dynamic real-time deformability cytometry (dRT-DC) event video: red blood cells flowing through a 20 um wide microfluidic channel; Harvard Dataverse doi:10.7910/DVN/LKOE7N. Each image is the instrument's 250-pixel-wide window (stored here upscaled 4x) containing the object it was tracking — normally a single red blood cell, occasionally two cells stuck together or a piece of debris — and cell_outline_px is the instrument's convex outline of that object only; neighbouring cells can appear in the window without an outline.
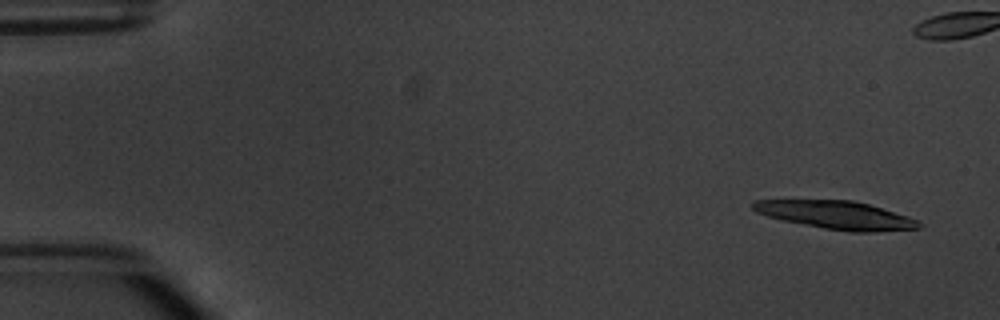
{"species": "common noctule bat (a hibernating species)", "species_latin": "Nyctalus noctula", "temperature_condition": "warm", "stored_images_in_passage": 5, "camera_frame_rate_fps": 3000, "um_per_image_px": 0.085, "animal": {"sex": "male", "body_mass_g": 20.1, "forearm_length_mm": 53.5}, "frame": {"image": 1, "passage_image": 1, "time_ms": 0.0, "image_size_px": [1000, 320], "cell_outline_px": [[924, 224], [920, 228], [876, 232], [848, 232], [824, 228], [780, 220], [756, 212], [752, 208], [752, 200], [852, 200], [868, 204], [908, 216]], "centroid_in_image_um": [71.08, 18.28], "position_along_channel_um": 13.9, "area_um2": 27.22}}
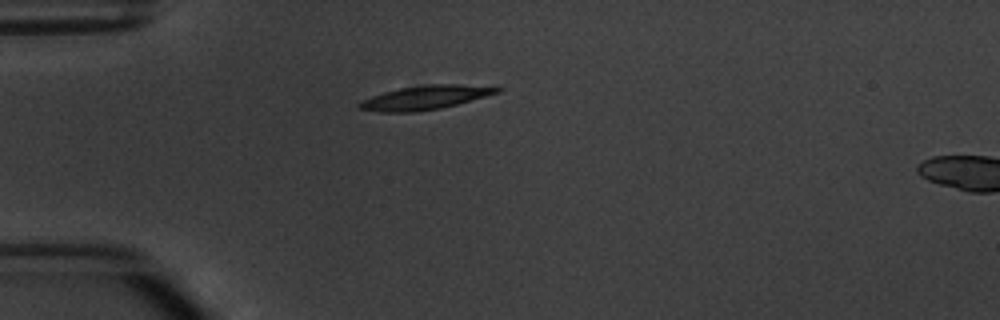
{"frame": {"image": 2, "passage_image": 5, "time_ms": 5.667, "image_size_px": [1000, 320], "cell_outline_px": [[504, 88], [500, 92], [456, 104], [440, 108], [416, 112], [380, 112], [356, 108], [356, 104], [360, 100], [384, 92], [400, 88], [424, 84], [456, 84]], "centroid_in_image_um": [36.07, 8.29], "position_along_channel_um": 48.9, "area_um2": 19.13}}